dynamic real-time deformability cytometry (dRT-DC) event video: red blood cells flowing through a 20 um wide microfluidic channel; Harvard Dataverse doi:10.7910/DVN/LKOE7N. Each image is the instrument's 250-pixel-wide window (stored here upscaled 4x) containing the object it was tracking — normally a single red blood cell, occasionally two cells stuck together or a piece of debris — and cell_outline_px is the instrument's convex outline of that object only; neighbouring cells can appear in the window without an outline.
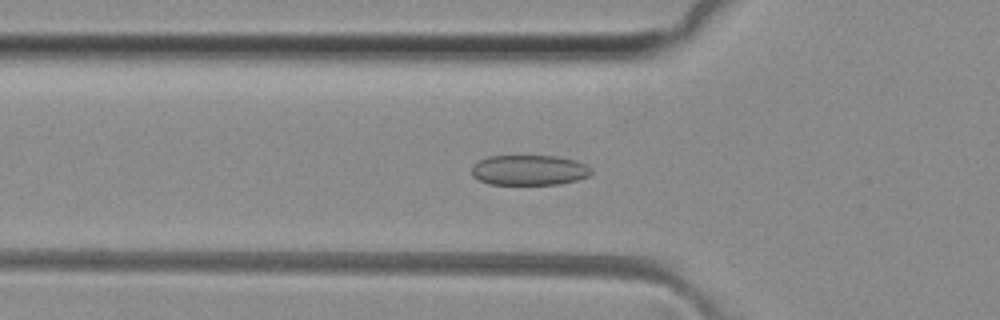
{"species": "common noctule bat (a hibernating species)", "species_latin": "Nyctalus noctula", "temperature_condition": "room temperature", "stored_images_in_passage": 49, "camera_frame_rate_fps": 3000, "um_per_image_px": 0.085, "animal": {"sex": "female", "body_mass_g": 29.2, "forearm_length_mm": 56.3}, "frame": {"image": 1, "passage_image": 16, "time_ms": 5.0, "image_size_px": [1000, 320], "cell_outline_px": [[592, 172], [588, 176], [576, 180], [560, 184], [488, 184], [472, 176], [472, 164], [488, 156], [556, 156], [576, 160], [592, 168]], "centroid_in_image_um": [44.97, 14.46], "position_along_channel_um": 80.8, "area_um2": 21.1}}
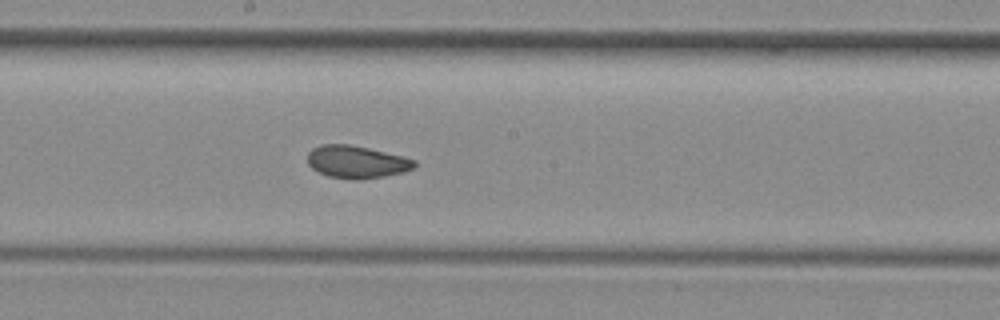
{"frame": {"image": 2, "passage_image": 26, "time_ms": 8.333, "image_size_px": [1000, 320], "cell_outline_px": [[416, 164], [412, 168], [404, 172], [364, 180], [356, 180], [328, 176], [312, 168], [308, 164], [308, 152], [312, 148], [320, 144], [348, 144], [368, 148], [404, 156], [416, 160]], "centroid_in_image_um": [30.31, 13.76], "position_along_channel_um": 217.9, "area_um2": 20.35}}
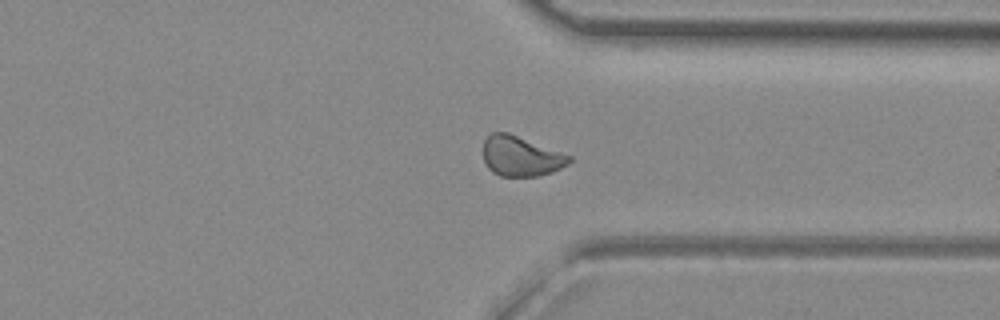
{"frame": {"image": 3, "passage_image": 37, "time_ms": 12.0, "image_size_px": [1000, 320], "cell_outline_px": [[572, 160], [568, 164], [552, 172], [536, 176], [500, 176], [492, 172], [484, 164], [484, 140], [492, 132], [508, 132], [572, 156]], "centroid_in_image_um": [44.26, 13.28], "position_along_channel_um": 367.1, "area_um2": 20.06}, "authors_computed_cell_mechanics": {"area_um2": 20.4612, "velocity_mm_per_s": 4.0973, "shape_relaxation_time_tau1_ms": 9.3173, "shape_relaxation_time_tau2_ms": 1.5379, "deformation_change_tau1": 0.1328, "deformation_change_tau2": 0.0607}}